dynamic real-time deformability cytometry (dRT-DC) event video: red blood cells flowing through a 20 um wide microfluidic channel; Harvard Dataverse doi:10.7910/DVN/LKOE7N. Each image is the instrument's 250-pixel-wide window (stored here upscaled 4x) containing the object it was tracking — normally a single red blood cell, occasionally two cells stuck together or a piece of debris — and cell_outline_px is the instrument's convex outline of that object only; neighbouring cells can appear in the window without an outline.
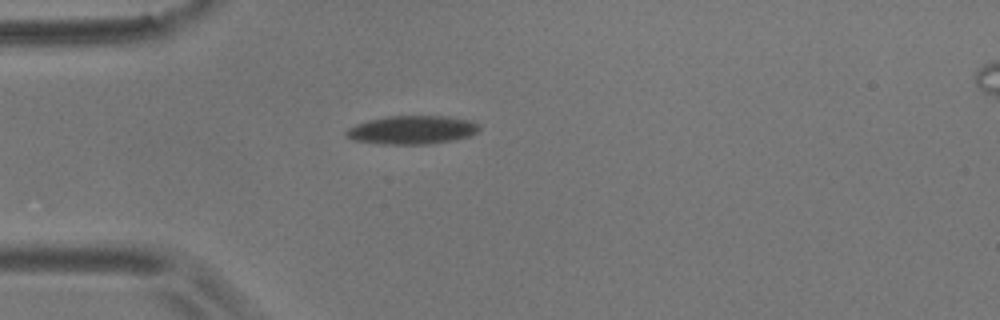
{"species": "common noctule bat (a hibernating species)", "species_latin": "Nyctalus noctula", "temperature_condition": "room temperature", "stored_images_in_passage": 1, "camera_frame_rate_fps": 3000, "um_per_image_px": 0.085, "animal": {"sex": "male", "body_mass_g": 17.9}, "frame": {"image": 1, "passage_image": 1, "time_ms": 0.0, "image_size_px": [1000, 320], "cell_outline_px": [[480, 128], [472, 136], [456, 140], [428, 144], [380, 144], [352, 140], [344, 132], [348, 128], [356, 124], [368, 120], [388, 116], [448, 116], [472, 120], [480, 124]], "centroid_in_image_um": [35.07, 11.04], "position_along_channel_um": 49.9, "area_um2": 22.37}}